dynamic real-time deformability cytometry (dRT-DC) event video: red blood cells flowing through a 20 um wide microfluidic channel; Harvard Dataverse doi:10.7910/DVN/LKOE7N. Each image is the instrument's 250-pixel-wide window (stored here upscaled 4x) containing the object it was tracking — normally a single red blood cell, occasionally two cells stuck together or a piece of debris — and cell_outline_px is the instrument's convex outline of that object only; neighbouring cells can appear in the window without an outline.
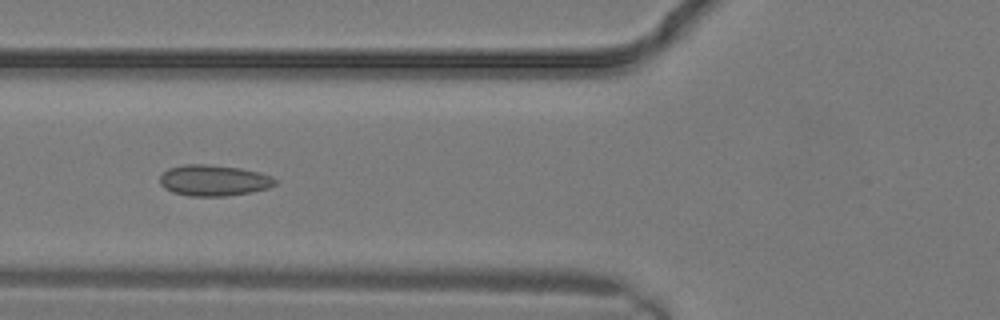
{"species": "common noctule bat (a hibernating species)", "species_latin": "Nyctalus noctula", "temperature_condition": "warm", "stored_images_in_passage": 10, "camera_frame_rate_fps": 3000, "um_per_image_px": 0.085, "animal": {"sex": "male", "body_mass_g": 19.2, "forearm_length_mm": 51.8}, "frame": {"image": 1, "passage_image": 4, "time_ms": 1.0, "image_size_px": [1000, 320], "cell_outline_px": [[276, 184], [268, 188], [252, 192], [228, 196], [188, 196], [172, 192], [164, 188], [160, 184], [160, 176], [168, 168], [184, 164], [208, 164], [240, 168], [260, 172], [272, 176], [276, 180]], "centroid_in_image_um": [18.17, 15.33], "position_along_channel_um": 107.6, "area_um2": 21.04}}
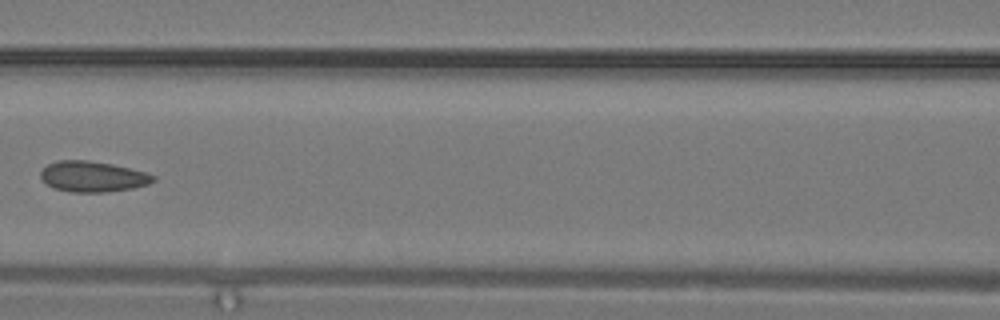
{"frame": {"image": 2, "passage_image": 6, "time_ms": 1.667, "image_size_px": [1000, 320], "cell_outline_px": [[156, 180], [148, 184], [132, 188], [104, 192], [72, 192], [56, 188], [48, 184], [40, 176], [40, 172], [48, 164], [60, 160], [84, 160], [112, 164], [144, 172], [156, 176]], "centroid_in_image_um": [7.89, 15.01], "position_along_channel_um": 158.7, "area_um2": 19.77}}
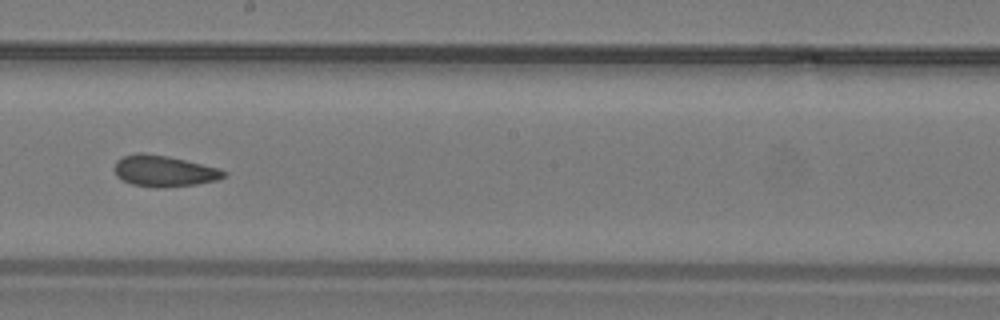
{"frame": {"image": 3, "passage_image": 9, "time_ms": 2.667, "image_size_px": [1000, 320], "cell_outline_px": [[228, 172], [224, 176], [216, 180], [196, 184], [164, 188], [156, 188], [132, 184], [116, 176], [116, 160], [124, 156], [136, 152], [144, 152], [168, 156], [220, 168]], "centroid_in_image_um": [13.95, 14.53], "position_along_channel_um": 234.2, "area_um2": 19.88}}